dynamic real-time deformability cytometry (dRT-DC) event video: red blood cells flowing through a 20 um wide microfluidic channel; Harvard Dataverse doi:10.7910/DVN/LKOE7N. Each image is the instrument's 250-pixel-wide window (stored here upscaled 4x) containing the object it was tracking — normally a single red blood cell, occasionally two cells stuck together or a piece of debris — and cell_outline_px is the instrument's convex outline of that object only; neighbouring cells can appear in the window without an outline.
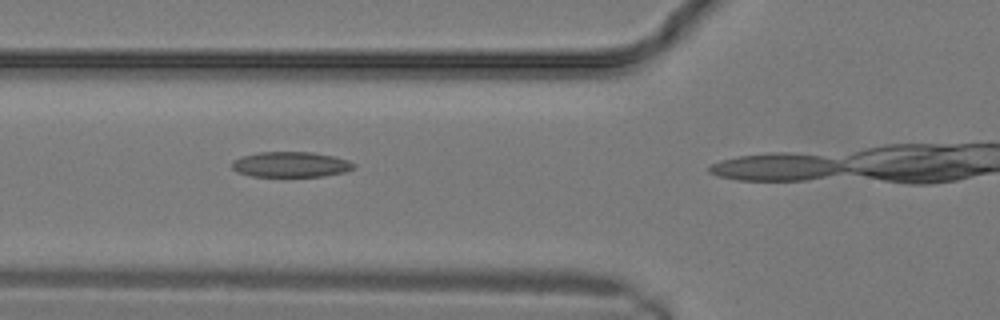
{"species": "common noctule bat (a hibernating species)", "species_latin": "Nyctalus noctula", "temperature_condition": "warm", "stored_images_in_passage": 5, "camera_frame_rate_fps": 3000, "um_per_image_px": 0.085, "animal": {"sex": "male", "body_mass_g": 19.2, "forearm_length_mm": 51.8}, "frame": {"image": 1, "passage_image": 3, "time_ms": 0.667, "image_size_px": [1000, 320], "cell_outline_px": [[356, 168], [348, 172], [324, 176], [252, 176], [236, 172], [232, 168], [232, 160], [240, 156], [260, 152], [312, 152], [332, 156], [348, 160], [356, 164]], "centroid_in_image_um": [24.73, 13.98], "position_along_channel_um": 101.1, "area_um2": 18.21}}